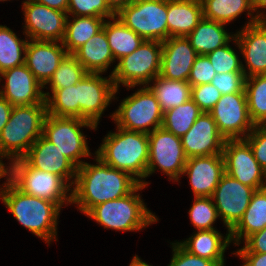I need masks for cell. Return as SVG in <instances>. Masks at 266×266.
<instances>
[{
    "mask_svg": "<svg viewBox=\"0 0 266 266\" xmlns=\"http://www.w3.org/2000/svg\"><path fill=\"white\" fill-rule=\"evenodd\" d=\"M83 127L97 130L93 123L82 118L47 114L42 135L78 168L85 163L80 158L92 156L86 135L81 130Z\"/></svg>",
    "mask_w": 266,
    "mask_h": 266,
    "instance_id": "8",
    "label": "cell"
},
{
    "mask_svg": "<svg viewBox=\"0 0 266 266\" xmlns=\"http://www.w3.org/2000/svg\"><path fill=\"white\" fill-rule=\"evenodd\" d=\"M255 191L227 173L223 174L211 198L227 231L241 220Z\"/></svg>",
    "mask_w": 266,
    "mask_h": 266,
    "instance_id": "16",
    "label": "cell"
},
{
    "mask_svg": "<svg viewBox=\"0 0 266 266\" xmlns=\"http://www.w3.org/2000/svg\"><path fill=\"white\" fill-rule=\"evenodd\" d=\"M25 38L62 42L65 36L67 13L49 8L33 0L22 3Z\"/></svg>",
    "mask_w": 266,
    "mask_h": 266,
    "instance_id": "15",
    "label": "cell"
},
{
    "mask_svg": "<svg viewBox=\"0 0 266 266\" xmlns=\"http://www.w3.org/2000/svg\"><path fill=\"white\" fill-rule=\"evenodd\" d=\"M203 113L192 100L180 104L164 112L162 127L175 136L182 137L193 126L196 119Z\"/></svg>",
    "mask_w": 266,
    "mask_h": 266,
    "instance_id": "34",
    "label": "cell"
},
{
    "mask_svg": "<svg viewBox=\"0 0 266 266\" xmlns=\"http://www.w3.org/2000/svg\"><path fill=\"white\" fill-rule=\"evenodd\" d=\"M28 40L18 38L13 30L0 25V73L25 64Z\"/></svg>",
    "mask_w": 266,
    "mask_h": 266,
    "instance_id": "33",
    "label": "cell"
},
{
    "mask_svg": "<svg viewBox=\"0 0 266 266\" xmlns=\"http://www.w3.org/2000/svg\"><path fill=\"white\" fill-rule=\"evenodd\" d=\"M67 15L112 18L116 13L106 0H69Z\"/></svg>",
    "mask_w": 266,
    "mask_h": 266,
    "instance_id": "39",
    "label": "cell"
},
{
    "mask_svg": "<svg viewBox=\"0 0 266 266\" xmlns=\"http://www.w3.org/2000/svg\"><path fill=\"white\" fill-rule=\"evenodd\" d=\"M162 42L144 40L131 54L121 58L115 65L111 76L116 89L120 84L129 88L147 86L160 75Z\"/></svg>",
    "mask_w": 266,
    "mask_h": 266,
    "instance_id": "7",
    "label": "cell"
},
{
    "mask_svg": "<svg viewBox=\"0 0 266 266\" xmlns=\"http://www.w3.org/2000/svg\"><path fill=\"white\" fill-rule=\"evenodd\" d=\"M117 132H109L103 138L95 154L112 168L127 172L140 184L149 183L147 177L149 161V138L147 133L116 128Z\"/></svg>",
    "mask_w": 266,
    "mask_h": 266,
    "instance_id": "3",
    "label": "cell"
},
{
    "mask_svg": "<svg viewBox=\"0 0 266 266\" xmlns=\"http://www.w3.org/2000/svg\"><path fill=\"white\" fill-rule=\"evenodd\" d=\"M110 8L117 13L122 7L127 6L134 0H106Z\"/></svg>",
    "mask_w": 266,
    "mask_h": 266,
    "instance_id": "51",
    "label": "cell"
},
{
    "mask_svg": "<svg viewBox=\"0 0 266 266\" xmlns=\"http://www.w3.org/2000/svg\"><path fill=\"white\" fill-rule=\"evenodd\" d=\"M118 93L112 76L103 77L101 73H87L77 83V102L79 118L93 123L96 127L107 106Z\"/></svg>",
    "mask_w": 266,
    "mask_h": 266,
    "instance_id": "12",
    "label": "cell"
},
{
    "mask_svg": "<svg viewBox=\"0 0 266 266\" xmlns=\"http://www.w3.org/2000/svg\"><path fill=\"white\" fill-rule=\"evenodd\" d=\"M67 16L65 36L62 44L68 54H73L79 47L86 43L91 37L103 29L105 23L102 17L91 16Z\"/></svg>",
    "mask_w": 266,
    "mask_h": 266,
    "instance_id": "31",
    "label": "cell"
},
{
    "mask_svg": "<svg viewBox=\"0 0 266 266\" xmlns=\"http://www.w3.org/2000/svg\"><path fill=\"white\" fill-rule=\"evenodd\" d=\"M163 114L155 94L144 85L124 98L110 117L117 127L149 134L162 127Z\"/></svg>",
    "mask_w": 266,
    "mask_h": 266,
    "instance_id": "9",
    "label": "cell"
},
{
    "mask_svg": "<svg viewBox=\"0 0 266 266\" xmlns=\"http://www.w3.org/2000/svg\"><path fill=\"white\" fill-rule=\"evenodd\" d=\"M266 227V187L256 190L238 224L230 231L231 242L240 245L251 234Z\"/></svg>",
    "mask_w": 266,
    "mask_h": 266,
    "instance_id": "27",
    "label": "cell"
},
{
    "mask_svg": "<svg viewBox=\"0 0 266 266\" xmlns=\"http://www.w3.org/2000/svg\"><path fill=\"white\" fill-rule=\"evenodd\" d=\"M62 42L28 40L25 65L44 86L67 55Z\"/></svg>",
    "mask_w": 266,
    "mask_h": 266,
    "instance_id": "23",
    "label": "cell"
},
{
    "mask_svg": "<svg viewBox=\"0 0 266 266\" xmlns=\"http://www.w3.org/2000/svg\"><path fill=\"white\" fill-rule=\"evenodd\" d=\"M46 115V104L13 106L0 133V158L10 162L22 158L42 135Z\"/></svg>",
    "mask_w": 266,
    "mask_h": 266,
    "instance_id": "4",
    "label": "cell"
},
{
    "mask_svg": "<svg viewBox=\"0 0 266 266\" xmlns=\"http://www.w3.org/2000/svg\"><path fill=\"white\" fill-rule=\"evenodd\" d=\"M245 81L244 72H228L216 74L210 83L224 95L245 92Z\"/></svg>",
    "mask_w": 266,
    "mask_h": 266,
    "instance_id": "41",
    "label": "cell"
},
{
    "mask_svg": "<svg viewBox=\"0 0 266 266\" xmlns=\"http://www.w3.org/2000/svg\"><path fill=\"white\" fill-rule=\"evenodd\" d=\"M243 260L242 266H266V253H232Z\"/></svg>",
    "mask_w": 266,
    "mask_h": 266,
    "instance_id": "47",
    "label": "cell"
},
{
    "mask_svg": "<svg viewBox=\"0 0 266 266\" xmlns=\"http://www.w3.org/2000/svg\"><path fill=\"white\" fill-rule=\"evenodd\" d=\"M108 20H105L103 29L114 59L119 61L134 52L144 39L128 28L117 16Z\"/></svg>",
    "mask_w": 266,
    "mask_h": 266,
    "instance_id": "30",
    "label": "cell"
},
{
    "mask_svg": "<svg viewBox=\"0 0 266 266\" xmlns=\"http://www.w3.org/2000/svg\"><path fill=\"white\" fill-rule=\"evenodd\" d=\"M216 229L195 231L188 239L178 242L189 253L225 266L224 252L230 245V231L223 237Z\"/></svg>",
    "mask_w": 266,
    "mask_h": 266,
    "instance_id": "24",
    "label": "cell"
},
{
    "mask_svg": "<svg viewBox=\"0 0 266 266\" xmlns=\"http://www.w3.org/2000/svg\"><path fill=\"white\" fill-rule=\"evenodd\" d=\"M197 55L187 37H169L162 42L160 76L188 81Z\"/></svg>",
    "mask_w": 266,
    "mask_h": 266,
    "instance_id": "22",
    "label": "cell"
},
{
    "mask_svg": "<svg viewBox=\"0 0 266 266\" xmlns=\"http://www.w3.org/2000/svg\"><path fill=\"white\" fill-rule=\"evenodd\" d=\"M22 158L31 167L56 174L64 178L71 186L74 184L77 167L43 135L33 143Z\"/></svg>",
    "mask_w": 266,
    "mask_h": 266,
    "instance_id": "20",
    "label": "cell"
},
{
    "mask_svg": "<svg viewBox=\"0 0 266 266\" xmlns=\"http://www.w3.org/2000/svg\"><path fill=\"white\" fill-rule=\"evenodd\" d=\"M244 245L233 253H266V227L248 236Z\"/></svg>",
    "mask_w": 266,
    "mask_h": 266,
    "instance_id": "46",
    "label": "cell"
},
{
    "mask_svg": "<svg viewBox=\"0 0 266 266\" xmlns=\"http://www.w3.org/2000/svg\"><path fill=\"white\" fill-rule=\"evenodd\" d=\"M172 245V259L168 266H218L214 261L198 257L185 250L177 241Z\"/></svg>",
    "mask_w": 266,
    "mask_h": 266,
    "instance_id": "44",
    "label": "cell"
},
{
    "mask_svg": "<svg viewBox=\"0 0 266 266\" xmlns=\"http://www.w3.org/2000/svg\"><path fill=\"white\" fill-rule=\"evenodd\" d=\"M234 42L247 65L242 63L245 76L266 74V20L244 26L235 33Z\"/></svg>",
    "mask_w": 266,
    "mask_h": 266,
    "instance_id": "19",
    "label": "cell"
},
{
    "mask_svg": "<svg viewBox=\"0 0 266 266\" xmlns=\"http://www.w3.org/2000/svg\"><path fill=\"white\" fill-rule=\"evenodd\" d=\"M189 216L196 231L215 229L212 225L219 217L211 197H195Z\"/></svg>",
    "mask_w": 266,
    "mask_h": 266,
    "instance_id": "38",
    "label": "cell"
},
{
    "mask_svg": "<svg viewBox=\"0 0 266 266\" xmlns=\"http://www.w3.org/2000/svg\"><path fill=\"white\" fill-rule=\"evenodd\" d=\"M225 173L222 155L187 159L182 175L187 174L194 197H211Z\"/></svg>",
    "mask_w": 266,
    "mask_h": 266,
    "instance_id": "21",
    "label": "cell"
},
{
    "mask_svg": "<svg viewBox=\"0 0 266 266\" xmlns=\"http://www.w3.org/2000/svg\"><path fill=\"white\" fill-rule=\"evenodd\" d=\"M202 19L201 2L167 0L168 38L187 37Z\"/></svg>",
    "mask_w": 266,
    "mask_h": 266,
    "instance_id": "25",
    "label": "cell"
},
{
    "mask_svg": "<svg viewBox=\"0 0 266 266\" xmlns=\"http://www.w3.org/2000/svg\"><path fill=\"white\" fill-rule=\"evenodd\" d=\"M203 18L213 20L222 24L234 21L243 12L250 19L245 26L255 24L260 20L254 16L252 0H202Z\"/></svg>",
    "mask_w": 266,
    "mask_h": 266,
    "instance_id": "29",
    "label": "cell"
},
{
    "mask_svg": "<svg viewBox=\"0 0 266 266\" xmlns=\"http://www.w3.org/2000/svg\"><path fill=\"white\" fill-rule=\"evenodd\" d=\"M13 106L0 95V133L9 121Z\"/></svg>",
    "mask_w": 266,
    "mask_h": 266,
    "instance_id": "48",
    "label": "cell"
},
{
    "mask_svg": "<svg viewBox=\"0 0 266 266\" xmlns=\"http://www.w3.org/2000/svg\"><path fill=\"white\" fill-rule=\"evenodd\" d=\"M44 92L47 114L57 117H78L77 84L62 89Z\"/></svg>",
    "mask_w": 266,
    "mask_h": 266,
    "instance_id": "36",
    "label": "cell"
},
{
    "mask_svg": "<svg viewBox=\"0 0 266 266\" xmlns=\"http://www.w3.org/2000/svg\"><path fill=\"white\" fill-rule=\"evenodd\" d=\"M151 82L153 85L147 86L155 94L163 112L191 99V86L187 81L169 80L158 75Z\"/></svg>",
    "mask_w": 266,
    "mask_h": 266,
    "instance_id": "32",
    "label": "cell"
},
{
    "mask_svg": "<svg viewBox=\"0 0 266 266\" xmlns=\"http://www.w3.org/2000/svg\"><path fill=\"white\" fill-rule=\"evenodd\" d=\"M145 187L144 184H139L124 197L98 204L86 216L106 229L130 232L146 228L158 222V218L146 207L141 195L137 194Z\"/></svg>",
    "mask_w": 266,
    "mask_h": 266,
    "instance_id": "5",
    "label": "cell"
},
{
    "mask_svg": "<svg viewBox=\"0 0 266 266\" xmlns=\"http://www.w3.org/2000/svg\"><path fill=\"white\" fill-rule=\"evenodd\" d=\"M208 113L225 139H244L255 126L249 116L245 92L222 95Z\"/></svg>",
    "mask_w": 266,
    "mask_h": 266,
    "instance_id": "13",
    "label": "cell"
},
{
    "mask_svg": "<svg viewBox=\"0 0 266 266\" xmlns=\"http://www.w3.org/2000/svg\"><path fill=\"white\" fill-rule=\"evenodd\" d=\"M226 139L219 132L212 116L203 112L181 137L187 158L222 155Z\"/></svg>",
    "mask_w": 266,
    "mask_h": 266,
    "instance_id": "18",
    "label": "cell"
},
{
    "mask_svg": "<svg viewBox=\"0 0 266 266\" xmlns=\"http://www.w3.org/2000/svg\"><path fill=\"white\" fill-rule=\"evenodd\" d=\"M9 165L6 179L20 191L52 201L60 208L72 204V186L64 178L35 169L23 158L9 162Z\"/></svg>",
    "mask_w": 266,
    "mask_h": 266,
    "instance_id": "6",
    "label": "cell"
},
{
    "mask_svg": "<svg viewBox=\"0 0 266 266\" xmlns=\"http://www.w3.org/2000/svg\"><path fill=\"white\" fill-rule=\"evenodd\" d=\"M252 6L254 13L257 11L254 15L257 16L259 20H266V14L264 15V11L261 12L262 9H266V0H252Z\"/></svg>",
    "mask_w": 266,
    "mask_h": 266,
    "instance_id": "50",
    "label": "cell"
},
{
    "mask_svg": "<svg viewBox=\"0 0 266 266\" xmlns=\"http://www.w3.org/2000/svg\"><path fill=\"white\" fill-rule=\"evenodd\" d=\"M185 1H198V2H201L202 0H185Z\"/></svg>",
    "mask_w": 266,
    "mask_h": 266,
    "instance_id": "54",
    "label": "cell"
},
{
    "mask_svg": "<svg viewBox=\"0 0 266 266\" xmlns=\"http://www.w3.org/2000/svg\"><path fill=\"white\" fill-rule=\"evenodd\" d=\"M222 94L211 83L191 87V99L203 112H209Z\"/></svg>",
    "mask_w": 266,
    "mask_h": 266,
    "instance_id": "42",
    "label": "cell"
},
{
    "mask_svg": "<svg viewBox=\"0 0 266 266\" xmlns=\"http://www.w3.org/2000/svg\"><path fill=\"white\" fill-rule=\"evenodd\" d=\"M0 190V199L22 226L48 245L57 240L61 208L56 203L20 191L8 179Z\"/></svg>",
    "mask_w": 266,
    "mask_h": 266,
    "instance_id": "2",
    "label": "cell"
},
{
    "mask_svg": "<svg viewBox=\"0 0 266 266\" xmlns=\"http://www.w3.org/2000/svg\"><path fill=\"white\" fill-rule=\"evenodd\" d=\"M248 112L255 125H266V74L246 77Z\"/></svg>",
    "mask_w": 266,
    "mask_h": 266,
    "instance_id": "35",
    "label": "cell"
},
{
    "mask_svg": "<svg viewBox=\"0 0 266 266\" xmlns=\"http://www.w3.org/2000/svg\"><path fill=\"white\" fill-rule=\"evenodd\" d=\"M148 138L147 177L159 168L163 174L166 173V176H169L170 181L179 182L188 159L182 146L181 137L175 136L163 127H159L149 133Z\"/></svg>",
    "mask_w": 266,
    "mask_h": 266,
    "instance_id": "11",
    "label": "cell"
},
{
    "mask_svg": "<svg viewBox=\"0 0 266 266\" xmlns=\"http://www.w3.org/2000/svg\"><path fill=\"white\" fill-rule=\"evenodd\" d=\"M129 266H153V265L147 264L145 261H142V259L138 257V255H135L131 260Z\"/></svg>",
    "mask_w": 266,
    "mask_h": 266,
    "instance_id": "52",
    "label": "cell"
},
{
    "mask_svg": "<svg viewBox=\"0 0 266 266\" xmlns=\"http://www.w3.org/2000/svg\"><path fill=\"white\" fill-rule=\"evenodd\" d=\"M116 16L144 40L168 39L167 0H134Z\"/></svg>",
    "mask_w": 266,
    "mask_h": 266,
    "instance_id": "10",
    "label": "cell"
},
{
    "mask_svg": "<svg viewBox=\"0 0 266 266\" xmlns=\"http://www.w3.org/2000/svg\"><path fill=\"white\" fill-rule=\"evenodd\" d=\"M216 72L207 55H197L191 68L188 83L191 87L210 83Z\"/></svg>",
    "mask_w": 266,
    "mask_h": 266,
    "instance_id": "43",
    "label": "cell"
},
{
    "mask_svg": "<svg viewBox=\"0 0 266 266\" xmlns=\"http://www.w3.org/2000/svg\"><path fill=\"white\" fill-rule=\"evenodd\" d=\"M87 73L73 54H67L43 88L50 85L49 89L57 90L76 85Z\"/></svg>",
    "mask_w": 266,
    "mask_h": 266,
    "instance_id": "37",
    "label": "cell"
},
{
    "mask_svg": "<svg viewBox=\"0 0 266 266\" xmlns=\"http://www.w3.org/2000/svg\"><path fill=\"white\" fill-rule=\"evenodd\" d=\"M5 79L0 95L12 106L46 104L43 85L25 64L0 73V82Z\"/></svg>",
    "mask_w": 266,
    "mask_h": 266,
    "instance_id": "17",
    "label": "cell"
},
{
    "mask_svg": "<svg viewBox=\"0 0 266 266\" xmlns=\"http://www.w3.org/2000/svg\"><path fill=\"white\" fill-rule=\"evenodd\" d=\"M224 28L225 24L203 18L187 38L198 55H207L234 41L235 34Z\"/></svg>",
    "mask_w": 266,
    "mask_h": 266,
    "instance_id": "28",
    "label": "cell"
},
{
    "mask_svg": "<svg viewBox=\"0 0 266 266\" xmlns=\"http://www.w3.org/2000/svg\"><path fill=\"white\" fill-rule=\"evenodd\" d=\"M222 156L225 173L255 190L266 187V172L245 139H226Z\"/></svg>",
    "mask_w": 266,
    "mask_h": 266,
    "instance_id": "14",
    "label": "cell"
},
{
    "mask_svg": "<svg viewBox=\"0 0 266 266\" xmlns=\"http://www.w3.org/2000/svg\"><path fill=\"white\" fill-rule=\"evenodd\" d=\"M216 74L228 72H243L242 61L237 52L226 44L207 54Z\"/></svg>",
    "mask_w": 266,
    "mask_h": 266,
    "instance_id": "40",
    "label": "cell"
},
{
    "mask_svg": "<svg viewBox=\"0 0 266 266\" xmlns=\"http://www.w3.org/2000/svg\"><path fill=\"white\" fill-rule=\"evenodd\" d=\"M3 177L7 178V166L3 163V161L0 158V179Z\"/></svg>",
    "mask_w": 266,
    "mask_h": 266,
    "instance_id": "53",
    "label": "cell"
},
{
    "mask_svg": "<svg viewBox=\"0 0 266 266\" xmlns=\"http://www.w3.org/2000/svg\"><path fill=\"white\" fill-rule=\"evenodd\" d=\"M73 55L88 73L102 74L115 62L104 29L79 47Z\"/></svg>",
    "mask_w": 266,
    "mask_h": 266,
    "instance_id": "26",
    "label": "cell"
},
{
    "mask_svg": "<svg viewBox=\"0 0 266 266\" xmlns=\"http://www.w3.org/2000/svg\"><path fill=\"white\" fill-rule=\"evenodd\" d=\"M244 139L251 146L255 159L266 172V125H255Z\"/></svg>",
    "mask_w": 266,
    "mask_h": 266,
    "instance_id": "45",
    "label": "cell"
},
{
    "mask_svg": "<svg viewBox=\"0 0 266 266\" xmlns=\"http://www.w3.org/2000/svg\"><path fill=\"white\" fill-rule=\"evenodd\" d=\"M96 164L85 162L77 168L72 201L85 215L96 205L130 194L140 183L127 172L105 164L95 155Z\"/></svg>",
    "mask_w": 266,
    "mask_h": 266,
    "instance_id": "1",
    "label": "cell"
},
{
    "mask_svg": "<svg viewBox=\"0 0 266 266\" xmlns=\"http://www.w3.org/2000/svg\"><path fill=\"white\" fill-rule=\"evenodd\" d=\"M37 3L48 6L49 8L57 9L62 12H66L68 10L69 0H33Z\"/></svg>",
    "mask_w": 266,
    "mask_h": 266,
    "instance_id": "49",
    "label": "cell"
}]
</instances>
